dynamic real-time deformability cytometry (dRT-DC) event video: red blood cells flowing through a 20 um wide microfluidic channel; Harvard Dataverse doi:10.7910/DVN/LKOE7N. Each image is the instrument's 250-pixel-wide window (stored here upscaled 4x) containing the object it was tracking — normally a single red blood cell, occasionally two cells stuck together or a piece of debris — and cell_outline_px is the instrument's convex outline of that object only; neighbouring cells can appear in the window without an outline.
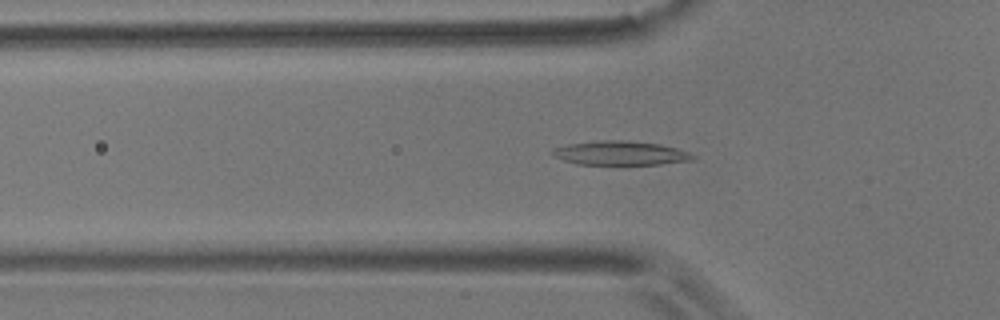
{"species": "common noctule bat (a hibernating species)", "species_latin": "Nyctalus noctula", "temperature_condition": "room temperature", "stored_images_in_passage": 55, "camera_frame_rate_fps": 3000, "um_per_image_px": 0.085, "animal": {"sex": "male", "body_mass_g": 17.9}, "frame": {"image": 1, "passage_image": 17, "time_ms": 5.333, "image_size_px": [1000, 320], "cell_outline_px": [[696, 160], [660, 164], [576, 164], [564, 160], [556, 156], [552, 152], [552, 148], [568, 144], [596, 140], [620, 140], [660, 144], [676, 148], [688, 152], [696, 156]], "centroid_in_image_um": [52.76, 13.01], "position_along_channel_um": 73.0, "area_um2": 19.59}}
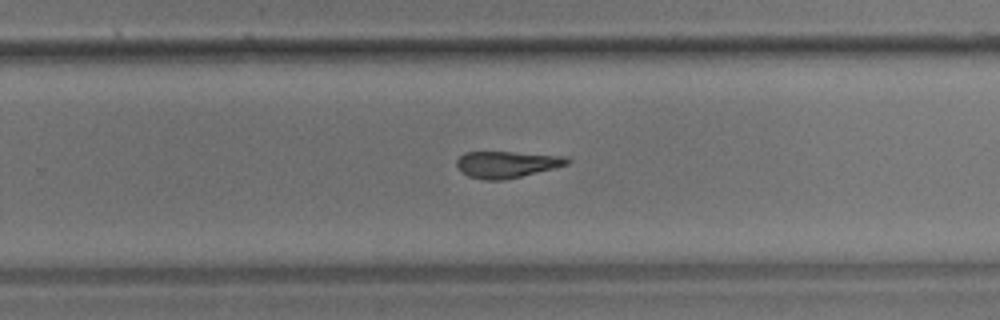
{"frame": {"image": 2, "passage_image": 35, "time_ms": 11.333, "image_size_px": [1000, 320], "cell_outline_px": [[572, 160], [568, 164], [504, 180], [484, 180], [468, 176], [460, 172], [456, 164], [456, 160], [464, 152], [512, 152], [568, 156]], "centroid_in_image_um": [43.05, 13.96], "position_along_channel_um": 286.8, "area_um2": 17.11}}
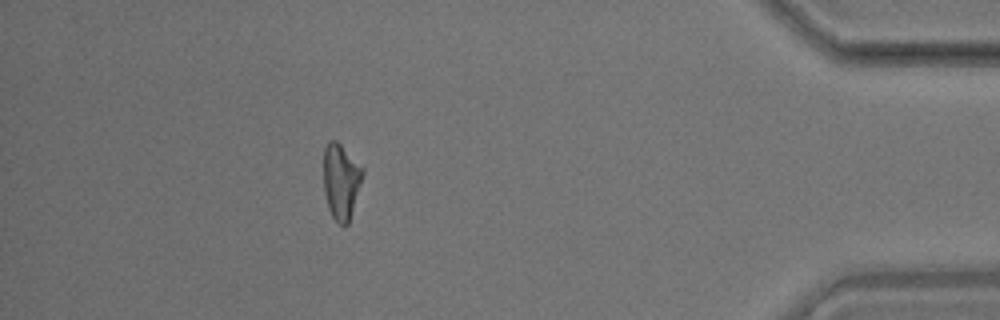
{"frame": {"image": 3, "passage_image": 49, "time_ms": 16.0, "image_size_px": [1000, 320], "cell_outline_px": [[364, 172], [348, 224], [344, 228], [332, 216], [328, 208], [324, 192], [324, 148], [328, 140], [336, 140], [364, 168]], "centroid_in_image_um": [28.98, 15.4], "position_along_channel_um": 406.2, "area_um2": 17.17}}